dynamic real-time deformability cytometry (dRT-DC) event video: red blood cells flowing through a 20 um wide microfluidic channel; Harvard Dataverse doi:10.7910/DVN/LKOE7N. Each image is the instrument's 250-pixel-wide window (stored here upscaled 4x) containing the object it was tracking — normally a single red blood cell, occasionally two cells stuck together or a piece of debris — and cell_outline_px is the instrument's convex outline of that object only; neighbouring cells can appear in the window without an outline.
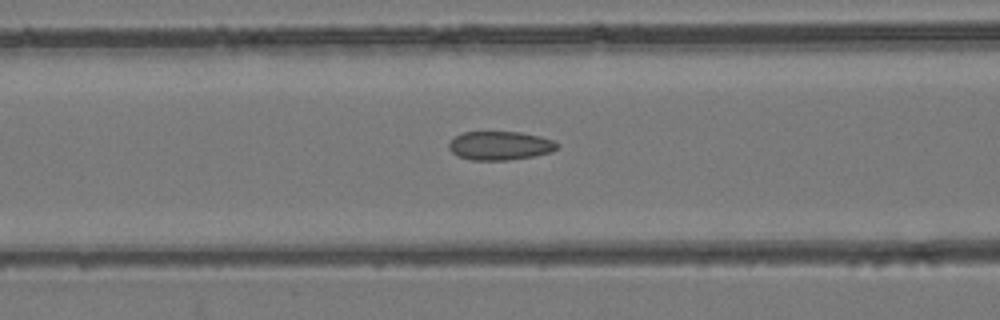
{"species": "common noctule bat (a hibernating species)", "species_latin": "Nyctalus noctula", "temperature_condition": "room temperature", "stored_images_in_passage": 32, "camera_frame_rate_fps": 3000, "um_per_image_px": 0.085, "animal": {"sex": "female", "body_mass_g": 24.6, "forearm_length_mm": 56.2}, "frame": {"image": 1, "passage_image": 13, "time_ms": 4.0, "image_size_px": [1000, 320], "cell_outline_px": [[560, 144], [552, 152], [532, 156], [508, 160], [472, 160], [456, 156], [448, 148], [448, 140], [464, 132], [520, 132], [540, 136], [552, 140]], "centroid_in_image_um": [42.46, 12.38], "position_along_channel_um": 124.1, "area_um2": 18.21}}
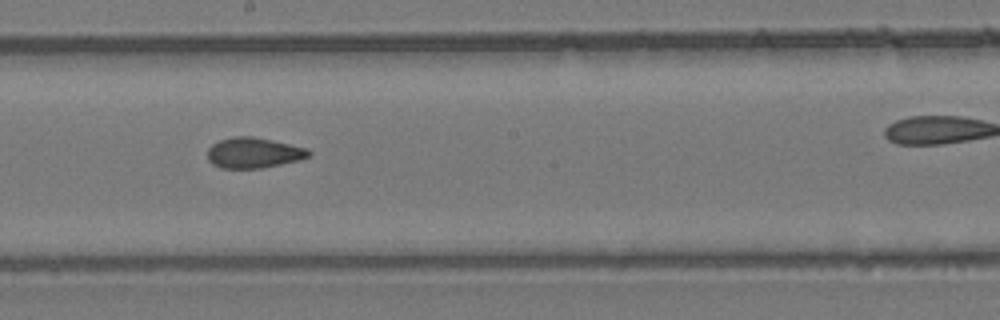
{"frame": {"image": 2, "passage_image": 20, "time_ms": 6.333, "image_size_px": [1000, 320], "cell_outline_px": [[312, 156], [300, 160], [260, 168], [220, 168], [212, 164], [208, 160], [208, 148], [212, 144], [220, 140], [232, 136], [252, 136], [272, 140], [308, 148], [312, 152]], "centroid_in_image_um": [21.58, 12.98], "position_along_channel_um": 226.6, "area_um2": 18.15}}
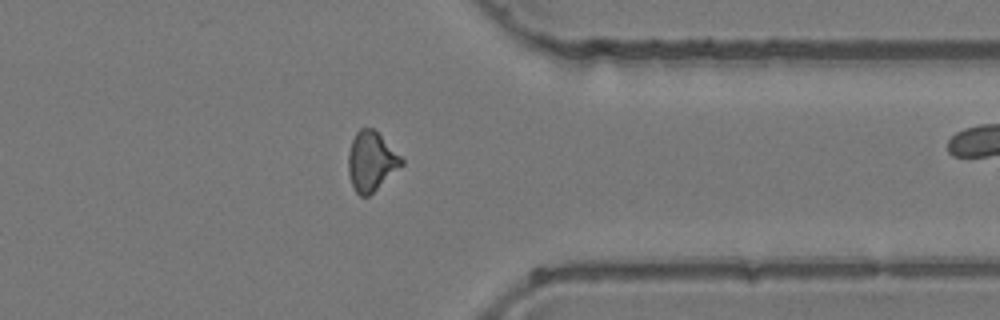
{"frame": {"image": 3, "passage_image": 31, "time_ms": 10.0, "image_size_px": [1000, 320], "cell_outline_px": [[404, 164], [368, 196], [360, 196], [356, 192], [352, 184], [348, 172], [348, 152], [352, 140], [356, 132], [360, 128], [372, 128], [404, 160]], "centroid_in_image_um": [31.53, 13.72], "position_along_channel_um": 379.9, "area_um2": 18.03}}